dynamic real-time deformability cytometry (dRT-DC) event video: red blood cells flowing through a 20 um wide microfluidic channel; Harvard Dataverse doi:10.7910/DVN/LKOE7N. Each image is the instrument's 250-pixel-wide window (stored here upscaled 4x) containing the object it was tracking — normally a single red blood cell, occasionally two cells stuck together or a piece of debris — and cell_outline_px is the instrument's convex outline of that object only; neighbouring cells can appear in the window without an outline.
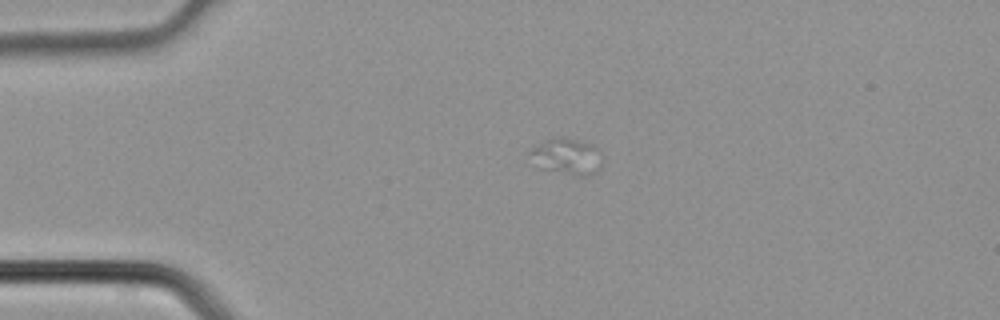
{"species": "common noctule bat (a hibernating species)", "species_latin": "Nyctalus noctula", "temperature_condition": "cold", "stored_images_in_passage": 2, "camera_frame_rate_fps": 3000, "um_per_image_px": 0.085, "animal": {"sex": "male", "body_mass_g": 21.5, "forearm_length_mm": 52.0}, "frame": {"image": 1, "passage_image": 1, "time_ms": 0.0, "image_size_px": [1000, 320], "cell_outline_px": [[604, 160], [600, 168], [584, 176], [580, 176], [536, 168], [528, 152], [536, 144], [544, 140], [560, 136], [564, 136], [592, 144]], "centroid_in_image_um": [48.13, 13.28], "position_along_channel_um": 36.9, "area_um2": 15.49}}